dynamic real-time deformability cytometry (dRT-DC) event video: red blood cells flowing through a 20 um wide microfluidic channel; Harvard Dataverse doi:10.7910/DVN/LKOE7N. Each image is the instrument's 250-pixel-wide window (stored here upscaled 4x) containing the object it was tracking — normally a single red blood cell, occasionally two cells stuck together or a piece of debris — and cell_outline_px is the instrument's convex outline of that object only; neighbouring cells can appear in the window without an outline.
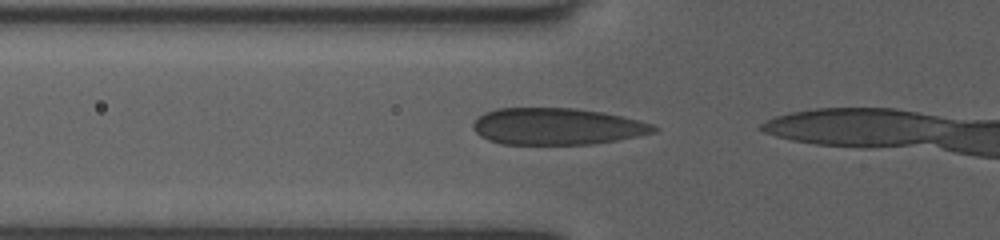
{"species": "human", "species_latin": "Homo sapiens", "temperature_condition": "room temperature", "stored_images_in_passage": 7, "camera_frame_rate_fps": 3000, "um_per_image_px": 0.085, "donor": {"sex": "female"}, "frame": {"image": 1, "passage_image": 2, "time_ms": 0.333, "image_size_px": [1000, 240], "cell_outline_px": [[660, 128], [656, 132], [616, 140], [592, 144], [500, 144], [488, 140], [480, 136], [472, 128], [472, 124], [484, 112], [496, 108], [576, 108], [604, 112], [652, 124]], "centroid_in_image_um": [47.31, 10.74], "position_along_channel_um": 78.5, "area_um2": 38.67}}
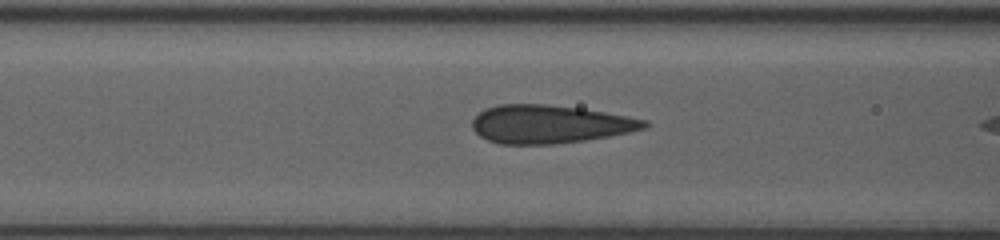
{"frame": {"image": 2, "passage_image": 5, "time_ms": 1.333, "image_size_px": [1000, 240], "cell_outline_px": [[648, 124], [644, 128], [628, 132], [608, 136], [584, 140], [552, 144], [500, 144], [488, 140], [480, 136], [472, 128], [472, 120], [484, 108], [500, 104], [544, 104], [580, 108], [604, 112], [648, 120]], "centroid_in_image_um": [46.68, 10.55], "position_along_channel_um": 119.9, "area_um2": 38.09}}